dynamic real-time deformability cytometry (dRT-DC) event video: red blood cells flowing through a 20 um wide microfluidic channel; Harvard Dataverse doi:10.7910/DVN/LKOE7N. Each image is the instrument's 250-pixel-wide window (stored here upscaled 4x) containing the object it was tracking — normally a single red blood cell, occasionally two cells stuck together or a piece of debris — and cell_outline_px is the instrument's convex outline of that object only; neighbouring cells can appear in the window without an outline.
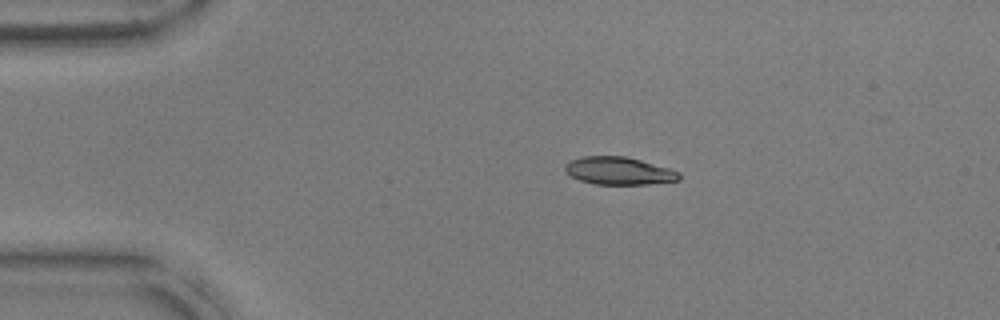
{"species": "common noctule bat (a hibernating species)", "species_latin": "Nyctalus noctula", "temperature_condition": "warm", "stored_images_in_passage": 40, "camera_frame_rate_fps": 3000, "um_per_image_px": 0.085, "animal": {"sex": "male", "body_mass_g": 17.9, "forearm_length_mm": 54.2}, "frame": {"image": 1, "passage_image": 1, "time_ms": 0.0, "image_size_px": [1000, 320], "cell_outline_px": [[680, 180], [648, 184], [592, 184], [580, 180], [564, 172], [564, 164], [572, 160], [584, 156], [624, 156], [640, 160], [668, 168], [680, 172]], "centroid_in_image_um": [52.58, 14.52], "position_along_channel_um": 32.4, "area_um2": 18.32}}
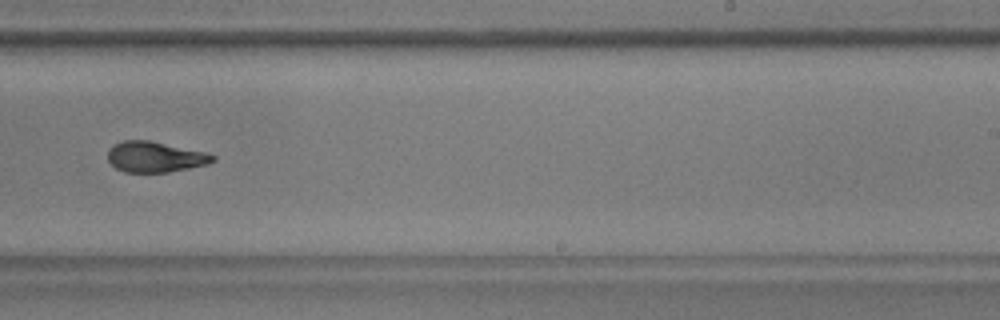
{"frame": {"image": 2, "passage_image": 24, "time_ms": 7.667, "image_size_px": [1000, 320], "cell_outline_px": [[216, 160], [208, 164], [168, 172], [124, 172], [116, 168], [108, 160], [108, 148], [112, 144], [124, 140], [148, 140], [204, 152], [216, 156]], "centroid_in_image_um": [13.15, 13.33], "position_along_channel_um": 275.9, "area_um2": 18.67}}
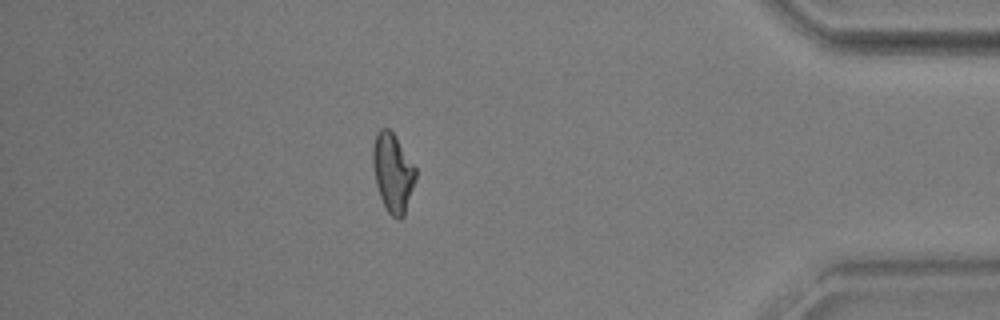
{"frame": {"image": 3, "passage_image": 37, "time_ms": 12.0, "image_size_px": [1000, 320], "cell_outline_px": [[416, 176], [404, 216], [400, 220], [396, 220], [388, 212], [380, 196], [376, 184], [372, 164], [372, 148], [376, 132], [380, 128], [388, 128], [392, 132], [416, 168]], "centroid_in_image_um": [33.37, 14.68], "position_along_channel_um": 401.8, "area_um2": 19.48}, "authors_computed_cell_mechanics": {"area_um2": 19.4208, "velocity_mm_per_s": 3.793, "shape_relaxation_time_tau1_ms": 9.3844, "shape_relaxation_time_tau2_ms": 1.5513, "deformation_change_tau1": 0.2372, "deformation_change_tau2": 0.0742}}